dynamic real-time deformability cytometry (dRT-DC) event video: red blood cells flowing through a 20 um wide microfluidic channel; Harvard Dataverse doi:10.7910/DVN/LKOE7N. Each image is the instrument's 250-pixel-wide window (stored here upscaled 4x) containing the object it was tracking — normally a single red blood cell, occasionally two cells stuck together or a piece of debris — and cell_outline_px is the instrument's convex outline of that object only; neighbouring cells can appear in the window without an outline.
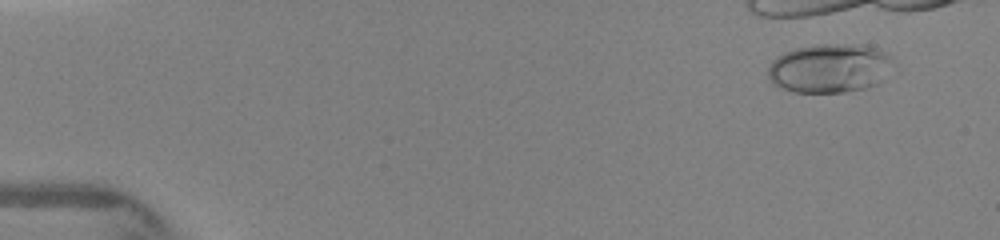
{"species": "human", "species_latin": "Homo sapiens", "temperature_condition": "warm", "stored_images_in_passage": 2, "camera_frame_rate_fps": 3000, "um_per_image_px": 0.085, "donor": {"sex": "female"}, "frame": {"image": 1, "passage_image": 1, "time_ms": 0.0, "image_size_px": [1000, 240], "cell_outline_px": [[892, 64], [884, 80], [876, 84], [864, 88], [844, 92], [792, 92], [780, 88], [772, 84], [768, 76], [768, 68], [772, 60], [776, 56], [784, 52], [796, 48], [820, 44], [864, 44], [888, 52]], "centroid_in_image_um": [70.5, 5.79], "position_along_channel_um": 14.5, "area_um2": 36.07}}